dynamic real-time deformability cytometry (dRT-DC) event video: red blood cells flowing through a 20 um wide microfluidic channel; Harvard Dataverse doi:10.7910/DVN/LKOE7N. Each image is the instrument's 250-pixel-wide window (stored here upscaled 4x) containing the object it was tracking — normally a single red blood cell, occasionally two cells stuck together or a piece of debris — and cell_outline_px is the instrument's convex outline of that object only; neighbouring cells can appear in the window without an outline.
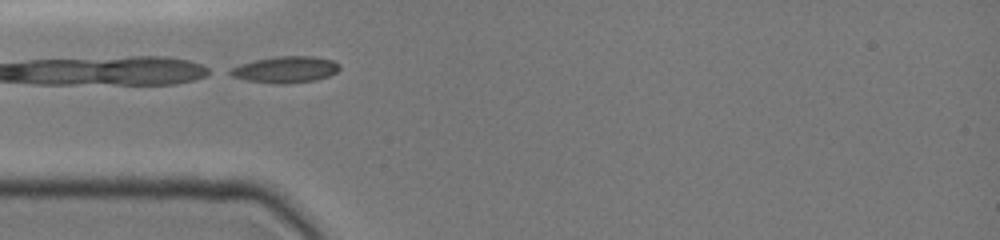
{"species": "common noctule bat (a hibernating species)", "species_latin": "Nyctalus noctula", "temperature_condition": "cold", "stored_images_in_passage": 37, "camera_frame_rate_fps": 3000, "um_per_image_px": 0.085, "animal": {"sex": "female", "body_mass_g": 19.0, "forearm_length_mm": 51.5}, "frame": {"image": 1, "passage_image": 1, "time_ms": 0.0, "image_size_px": [1000, 240], "cell_outline_px": [[340, 68], [336, 72], [328, 76], [316, 80], [284, 84], [276, 84], [248, 80], [232, 76], [224, 72], [240, 64], [256, 60], [276, 56], [312, 56], [332, 60], [340, 64]], "centroid_in_image_um": [24.25, 5.91], "position_along_channel_um": 60.7, "area_um2": 16.82}}
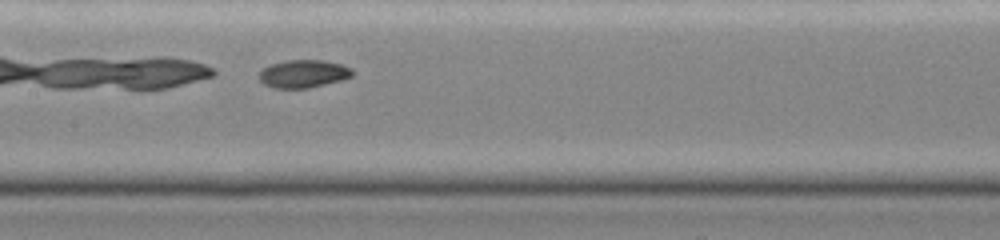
{"frame": {"image": 2, "passage_image": 13, "time_ms": 3.0, "image_size_px": [1000, 240], "cell_outline_px": [[352, 76], [340, 80], [308, 88], [276, 88], [264, 84], [260, 80], [260, 72], [264, 68], [272, 64], [288, 60], [324, 60], [340, 64], [352, 68]], "centroid_in_image_um": [25.8, 6.26], "position_along_channel_um": 181.6, "area_um2": 14.85}}
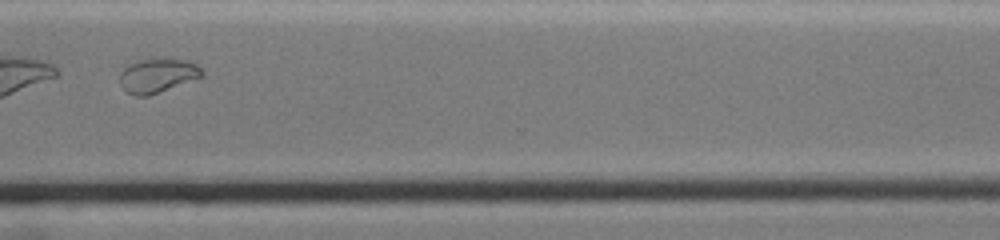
{"frame": {"image": 3, "passage_image": 32, "time_ms": 7.333, "image_size_px": [1000, 240], "cell_outline_px": [[204, 76], [148, 96], [136, 96], [128, 92], [120, 84], [120, 72], [124, 68], [140, 60], [188, 60], [196, 64], [204, 72]], "centroid_in_image_um": [13.41, 6.44], "position_along_channel_um": 357.2, "area_um2": 15.9}, "authors_computed_cell_mechanics": {"area_um2": 15.3748, "velocity_mm_per_s": 4.04, "shape_relaxation_time_tau1_ms": null, "shape_relaxation_time_tau2_ms": 2.8618, "deformation_change_tau1": null, "deformation_change_tau2": 0.0437}}